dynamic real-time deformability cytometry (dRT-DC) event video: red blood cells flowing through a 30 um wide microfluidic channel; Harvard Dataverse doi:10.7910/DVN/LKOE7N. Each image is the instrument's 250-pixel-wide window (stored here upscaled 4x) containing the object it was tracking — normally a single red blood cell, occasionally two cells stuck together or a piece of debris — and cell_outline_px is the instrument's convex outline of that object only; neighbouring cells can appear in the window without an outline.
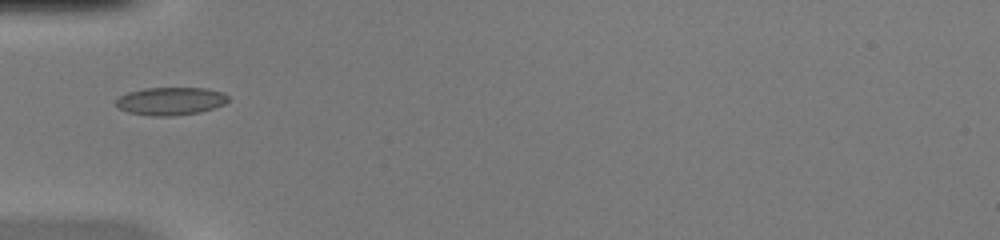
{"species": "common noctule bat (a hibernating species)", "species_latin": "Nyctalus noctula", "temperature_condition": "warm", "stored_images_in_passage": 34, "camera_frame_rate_fps": 3000, "um_per_image_px": 0.085, "animal": {"sex": "female", "body_mass_g": 20.0, "forearm_length_mm": 54.0}, "frame": {"image": 1, "passage_image": 1, "time_ms": 0.0, "image_size_px": [1000, 240], "cell_outline_px": [[228, 100], [224, 104], [200, 112], [172, 116], [152, 116], [128, 112], [120, 108], [116, 104], [116, 100], [120, 96], [128, 92], [144, 88], [204, 88], [224, 92], [228, 96]], "centroid_in_image_um": [14.51, 8.59], "position_along_channel_um": 70.5, "area_um2": 18.15}}
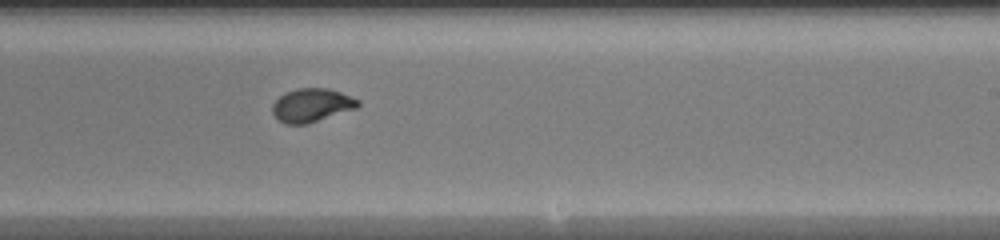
{"frame": {"image": 2, "passage_image": 15, "time_ms": 4.667, "image_size_px": [1000, 240], "cell_outline_px": [[360, 104], [356, 108], [304, 124], [284, 124], [272, 112], [272, 104], [280, 96], [296, 88], [328, 88], [340, 92], [360, 100]], "centroid_in_image_um": [26.49, 8.93], "position_along_channel_um": 262.5, "area_um2": 16.36}}
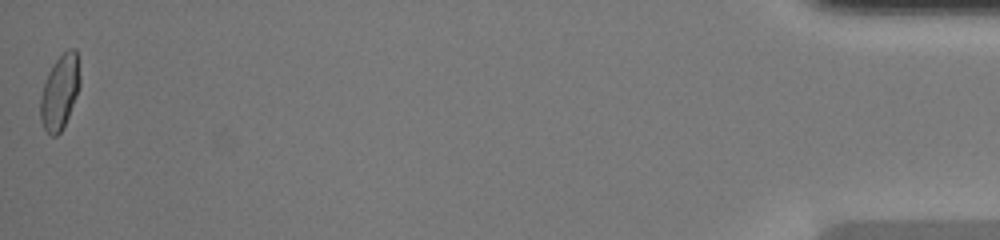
{"frame": {"image": 3, "passage_image": 34, "time_ms": 11.0, "image_size_px": [1000, 240], "cell_outline_px": [[80, 84], [76, 96], [68, 116], [60, 132], [56, 136], [52, 136], [44, 128], [40, 120], [40, 96], [48, 72], [52, 64], [68, 48], [76, 48], [80, 76]], "centroid_in_image_um": [5.08, 7.79], "position_along_channel_um": 430.1, "area_um2": 17.05}, "authors_computed_cell_mechanics": {"area_um2": 16.8198, "velocity_mm_per_s": 4.1184, "shape_relaxation_time_tau1_ms": 5.4477, "shape_relaxation_time_tau2_ms": null, "deformation_change_tau1": 0.2192, "deformation_change_tau2": null}}